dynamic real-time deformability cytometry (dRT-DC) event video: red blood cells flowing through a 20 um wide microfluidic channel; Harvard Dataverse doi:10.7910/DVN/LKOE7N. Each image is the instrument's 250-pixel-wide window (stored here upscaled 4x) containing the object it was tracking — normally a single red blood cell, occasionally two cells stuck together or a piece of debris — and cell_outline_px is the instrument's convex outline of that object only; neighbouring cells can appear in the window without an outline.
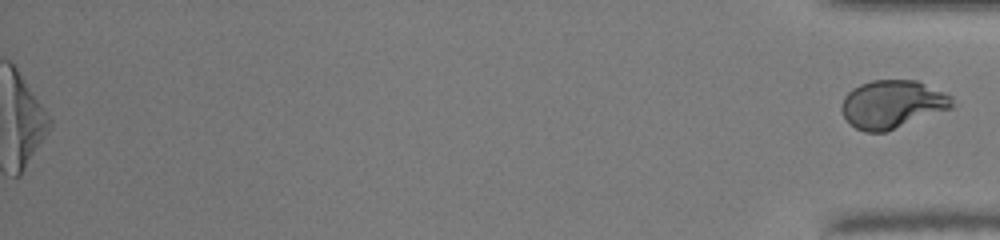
{"species": "human", "species_latin": "Homo sapiens", "temperature_condition": "warm", "stored_images_in_passage": 34, "segment_of_instrument_passage": [2, 2], "camera_frame_rate_fps": 3000, "um_per_image_px": 0.085, "donor": {"sex": "male"}, "frame": {"image": 1, "passage_image": 34, "time_ms": 11.0, "image_size_px": [1000, 240], "cell_outline_px": [[952, 108], [884, 132], [864, 132], [848, 124], [840, 108], [844, 96], [852, 88], [860, 84], [872, 80], [916, 80], [952, 96]], "centroid_in_image_um": [75.8, 8.86], "position_along_channel_um": 359.4, "area_um2": 30.87}}